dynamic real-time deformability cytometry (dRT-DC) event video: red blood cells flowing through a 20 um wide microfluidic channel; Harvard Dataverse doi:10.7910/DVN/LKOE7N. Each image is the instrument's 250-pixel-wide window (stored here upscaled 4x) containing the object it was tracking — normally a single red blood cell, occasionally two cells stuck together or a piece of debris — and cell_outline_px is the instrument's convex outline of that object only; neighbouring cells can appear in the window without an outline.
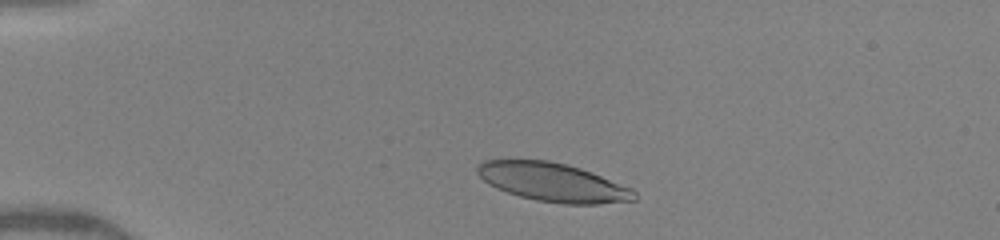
{"species": "human", "species_latin": "Homo sapiens", "temperature_condition": "warm", "stored_images_in_passage": 4, "camera_frame_rate_fps": 3000, "um_per_image_px": 0.085, "donor": {"sex": "female"}, "frame": {"image": 1, "passage_image": 1, "time_ms": 0.0, "image_size_px": [1000, 240], "cell_outline_px": [[636, 200], [600, 204], [564, 204], [536, 200], [520, 196], [496, 188], [488, 184], [476, 172], [476, 164], [484, 160], [548, 160], [568, 164], [580, 168], [632, 188], [636, 192]], "centroid_in_image_um": [46.98, 15.49], "position_along_channel_um": 38.0, "area_um2": 35.32}}
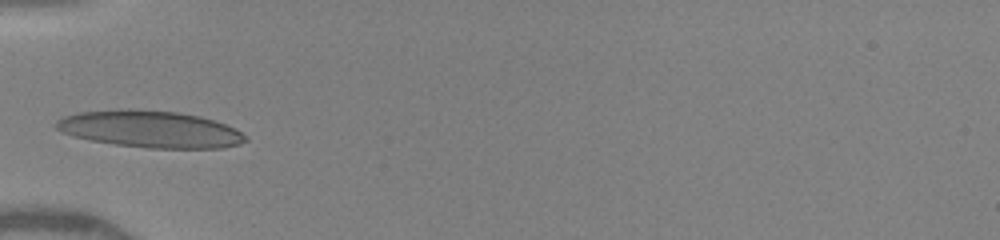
{"frame": {"image": 2, "passage_image": 3, "time_ms": 2.0, "image_size_px": [1000, 240], "cell_outline_px": [[248, 140], [240, 144], [224, 148], [148, 148], [116, 144], [92, 140], [72, 136], [60, 132], [52, 124], [60, 116], [80, 112], [120, 108], [128, 108], [176, 112], [200, 116], [224, 124], [240, 132]], "centroid_in_image_um": [12.67, 10.97], "position_along_channel_um": 72.3, "area_um2": 40.86}}